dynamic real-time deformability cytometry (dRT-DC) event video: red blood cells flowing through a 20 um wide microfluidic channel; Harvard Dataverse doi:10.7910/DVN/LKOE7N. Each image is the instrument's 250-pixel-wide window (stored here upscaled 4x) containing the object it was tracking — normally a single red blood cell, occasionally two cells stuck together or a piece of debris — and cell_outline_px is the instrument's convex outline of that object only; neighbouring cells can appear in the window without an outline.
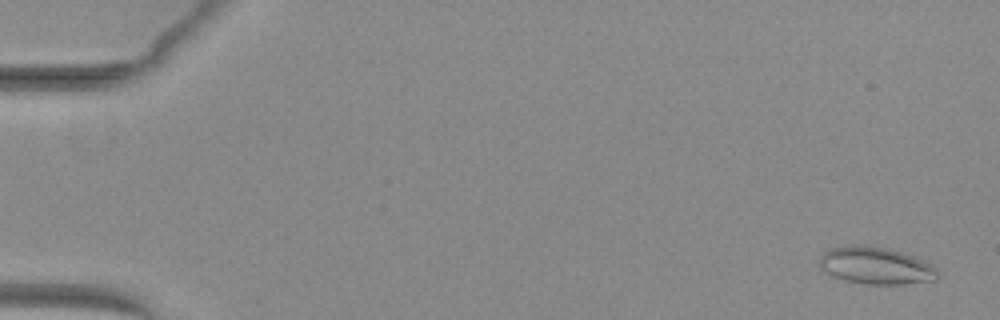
{"species": "common noctule bat (a hibernating species)", "species_latin": "Nyctalus noctula", "temperature_condition": "warm", "stored_images_in_passage": 53, "camera_frame_rate_fps": 3000, "um_per_image_px": 0.085, "animal": {"sex": "female", "body_mass_g": 29.2, "forearm_length_mm": 56.3}, "frame": {"image": 1, "passage_image": 3, "time_ms": 0.667, "image_size_px": [1000, 320], "cell_outline_px": [[940, 276], [936, 280], [900, 284], [868, 284], [844, 280], [820, 268], [820, 256], [824, 252], [832, 248], [852, 244], [860, 244], [884, 248], [900, 252], [924, 260], [932, 264], [940, 272]], "centroid_in_image_um": [74.49, 22.58], "position_along_channel_um": 10.5, "area_um2": 25.43}}
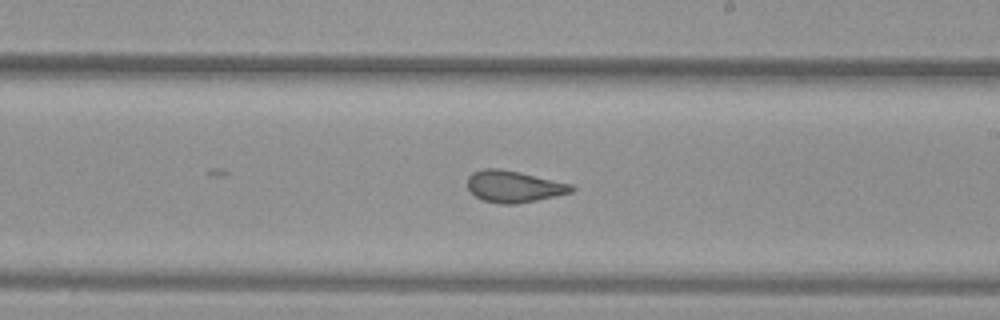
{"frame": {"image": 2, "passage_image": 32, "time_ms": 10.333, "image_size_px": [1000, 320], "cell_outline_px": [[576, 188], [572, 192], [556, 196], [516, 204], [500, 204], [484, 200], [476, 196], [468, 188], [468, 176], [472, 172], [484, 168], [500, 168], [520, 172], [572, 184]], "centroid_in_image_um": [43.69, 15.84], "position_along_channel_um": 245.3, "area_um2": 19.19}}
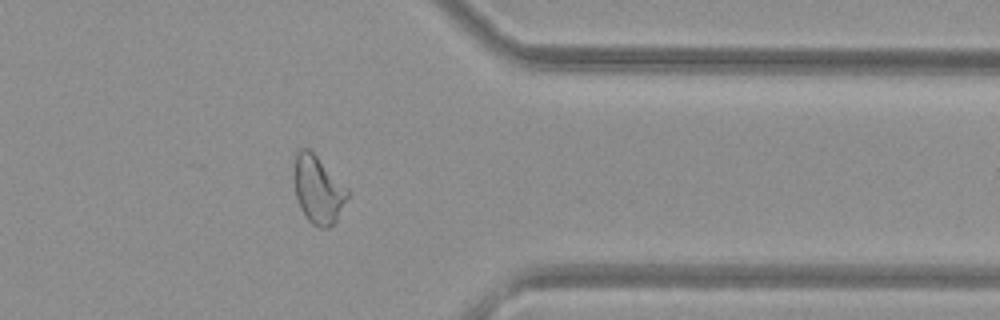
{"frame": {"image": 3, "passage_image": 43, "time_ms": 14.0, "image_size_px": [1000, 320], "cell_outline_px": [[348, 196], [336, 220], [328, 228], [320, 228], [312, 224], [304, 216], [300, 208], [296, 196], [292, 176], [292, 172], [296, 152], [300, 148], [308, 148], [348, 188]], "centroid_in_image_um": [26.99, 16.11], "position_along_channel_um": 384.4, "area_um2": 21.15}, "authors_computed_cell_mechanics": {"area_um2": 22.1374, "velocity_mm_per_s": 4.0592, "shape_relaxation_time_tau1_ms": null, "shape_relaxation_time_tau2_ms": 1.0177, "deformation_change_tau1": null, "deformation_change_tau2": 0.0687}}